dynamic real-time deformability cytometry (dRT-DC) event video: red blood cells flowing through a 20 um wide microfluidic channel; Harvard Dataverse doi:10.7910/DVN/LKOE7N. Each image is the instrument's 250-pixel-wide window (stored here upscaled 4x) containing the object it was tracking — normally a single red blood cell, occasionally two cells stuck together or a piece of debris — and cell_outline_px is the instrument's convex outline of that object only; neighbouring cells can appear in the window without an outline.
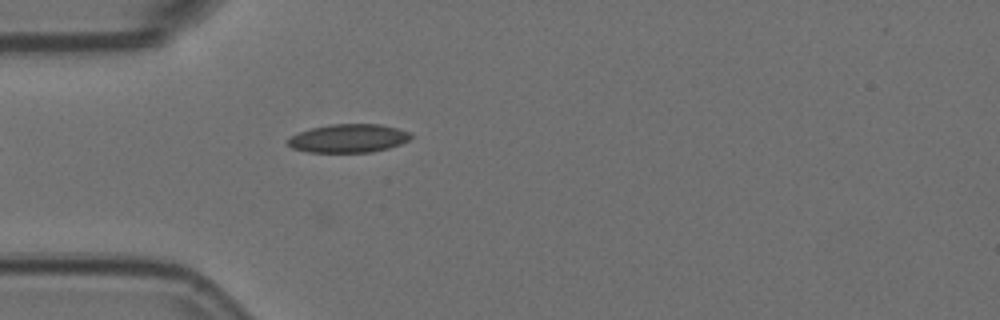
{"species": "Egyptian fruit bat (a non-hibernating species)", "species_latin": "Rousettus aegyptiacus", "temperature_condition": "room temperature", "stored_images_in_passage": 4, "camera_frame_rate_fps": 3000, "um_per_image_px": 0.085, "animal": {"sex": "female"}, "frame": {"image": 1, "passage_image": 4, "time_ms": 1.0, "image_size_px": [1000, 320], "cell_outline_px": [[412, 136], [408, 140], [400, 144], [388, 148], [372, 152], [308, 152], [292, 148], [288, 144], [288, 140], [292, 136], [300, 132], [312, 128], [332, 124], [380, 124], [396, 128], [408, 132]], "centroid_in_image_um": [29.62, 11.76], "position_along_channel_um": 55.4, "area_um2": 20.11}}